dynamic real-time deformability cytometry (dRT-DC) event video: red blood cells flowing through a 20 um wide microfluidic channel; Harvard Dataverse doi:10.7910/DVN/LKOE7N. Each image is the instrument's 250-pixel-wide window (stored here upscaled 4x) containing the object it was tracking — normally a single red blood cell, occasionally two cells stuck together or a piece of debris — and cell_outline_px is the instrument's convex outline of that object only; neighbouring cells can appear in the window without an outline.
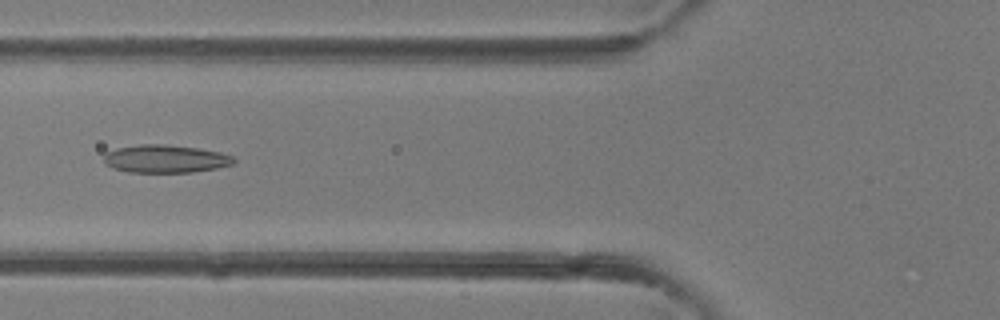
{"species": "common noctule bat (a hibernating species)", "species_latin": "Nyctalus noctula", "temperature_condition": "room temperature", "stored_images_in_passage": 35, "camera_frame_rate_fps": 3000, "um_per_image_px": 0.085, "animal": {"sex": "female"}, "frame": {"image": 1, "passage_image": 10, "time_ms": 3.0, "image_size_px": [1000, 320], "cell_outline_px": [[236, 160], [232, 164], [216, 168], [192, 172], [128, 172], [112, 168], [104, 160], [104, 152], [116, 148], [140, 144], [164, 144], [196, 148], [220, 152], [232, 156]], "centroid_in_image_um": [14.03, 13.49], "position_along_channel_um": 111.8, "area_um2": 21.04}}
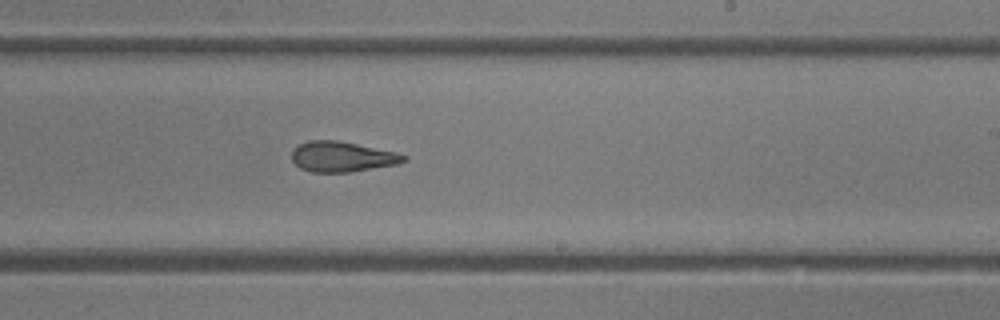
{"frame": {"image": 2, "passage_image": 19, "time_ms": 6.0, "image_size_px": [1000, 320], "cell_outline_px": [[408, 160], [396, 164], [348, 172], [312, 172], [300, 168], [292, 160], [292, 148], [308, 140], [336, 140], [396, 152], [408, 156]], "centroid_in_image_um": [29.06, 13.31], "position_along_channel_um": 259.9, "area_um2": 19.65}}
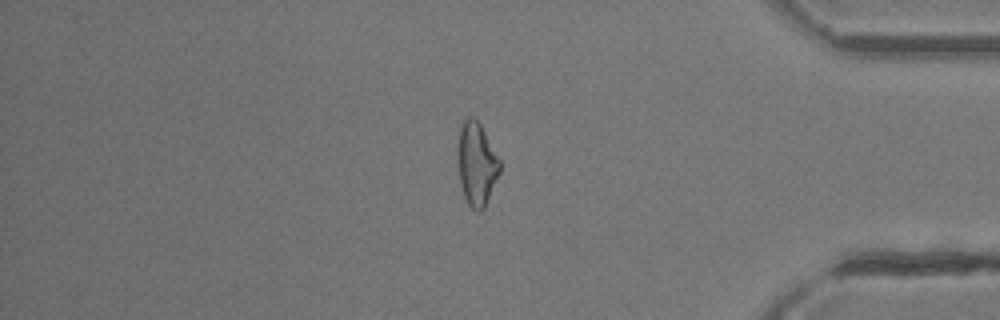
{"frame": {"image": 3, "passage_image": 29, "time_ms": 9.333, "image_size_px": [1000, 320], "cell_outline_px": [[500, 172], [484, 208], [480, 212], [476, 212], [468, 204], [464, 196], [460, 184], [456, 152], [456, 144], [460, 120], [468, 116], [472, 116], [480, 124], [500, 160]], "centroid_in_image_um": [40.46, 13.89], "position_along_channel_um": 394.7, "area_um2": 20.87}}